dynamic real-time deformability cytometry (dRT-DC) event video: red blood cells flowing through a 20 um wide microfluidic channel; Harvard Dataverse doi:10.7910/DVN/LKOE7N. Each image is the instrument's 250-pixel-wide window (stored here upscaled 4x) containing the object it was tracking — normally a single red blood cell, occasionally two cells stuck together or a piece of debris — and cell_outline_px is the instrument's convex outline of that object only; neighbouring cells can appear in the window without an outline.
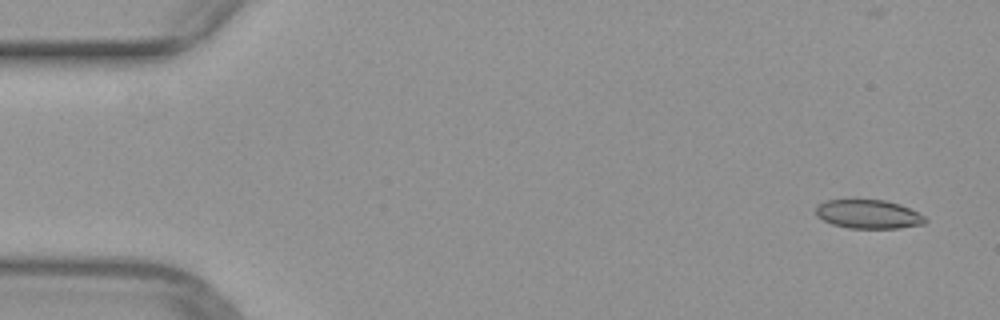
{"species": "common noctule bat (a hibernating species)", "species_latin": "Nyctalus noctula", "temperature_condition": "warm", "stored_images_in_passage": 50, "camera_frame_rate_fps": 3000, "um_per_image_px": 0.085, "animal": {"sex": "female", "body_mass_g": 29.2, "forearm_length_mm": 56.3}, "frame": {"image": 1, "passage_image": 2, "time_ms": 0.333, "image_size_px": [1000, 320], "cell_outline_px": [[928, 220], [924, 224], [900, 228], [848, 228], [832, 224], [816, 216], [816, 204], [828, 200], [884, 200], [900, 204], [924, 216]], "centroid_in_image_um": [73.8, 18.21], "position_along_channel_um": 11.2, "area_um2": 18.32}}
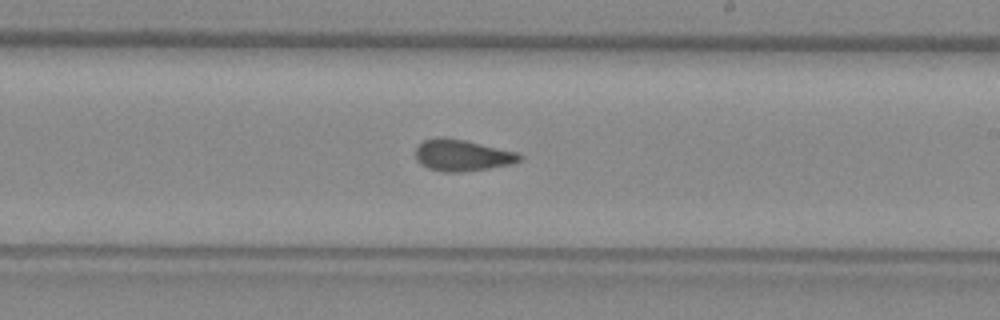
{"frame": {"image": 2, "passage_image": 29, "time_ms": 9.333, "image_size_px": [1000, 320], "cell_outline_px": [[524, 156], [520, 160], [512, 164], [488, 168], [460, 172], [444, 172], [428, 168], [420, 164], [416, 160], [416, 148], [424, 140], [440, 136], [464, 140], [516, 152]], "centroid_in_image_um": [39.26, 13.2], "position_along_channel_um": 249.7, "area_um2": 18.96}}
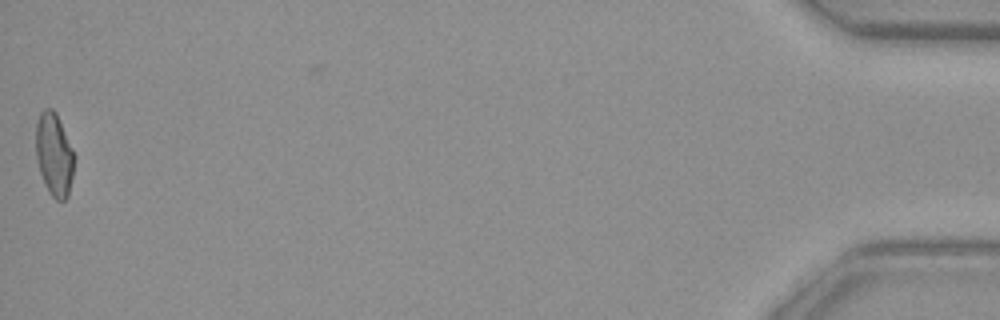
{"frame": {"image": 3, "passage_image": 50, "time_ms": 16.333, "image_size_px": [1000, 320], "cell_outline_px": [[76, 156], [68, 196], [64, 200], [56, 200], [48, 192], [44, 184], [36, 160], [36, 124], [40, 112], [44, 108], [52, 108], [56, 112]], "centroid_in_image_um": [4.6, 13.13], "position_along_channel_um": 430.6, "area_um2": 18.79}}